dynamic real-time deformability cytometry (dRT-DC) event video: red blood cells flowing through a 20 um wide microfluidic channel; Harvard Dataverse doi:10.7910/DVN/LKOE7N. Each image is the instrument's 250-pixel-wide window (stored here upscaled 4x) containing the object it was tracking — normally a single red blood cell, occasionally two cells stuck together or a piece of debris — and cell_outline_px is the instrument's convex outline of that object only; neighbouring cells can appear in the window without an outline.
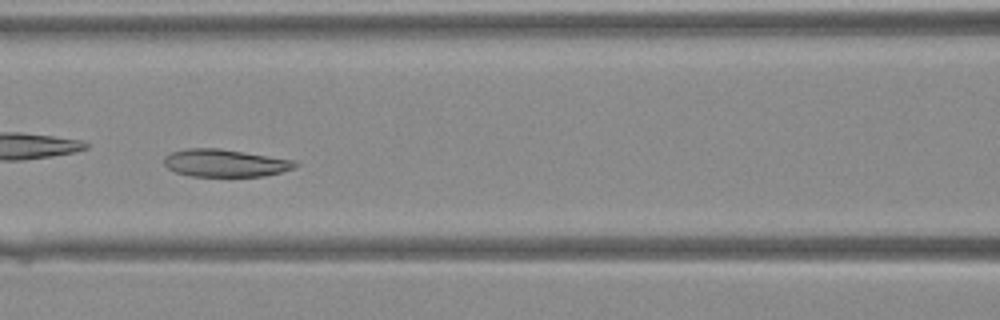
{"species": "Egyptian fruit bat (a non-hibernating species)", "species_latin": "Rousettus aegyptiacus", "temperature_condition": "warm", "stored_images_in_passage": 30, "camera_frame_rate_fps": 3000, "um_per_image_px": 0.085, "animal": {"sex": "female"}, "frame": {"image": 1, "passage_image": 7, "time_ms": 2.0, "image_size_px": [1000, 320], "cell_outline_px": [[300, 164], [296, 168], [264, 176], [192, 176], [176, 172], [168, 168], [164, 164], [164, 156], [172, 152], [188, 148], [220, 148], [296, 160]], "centroid_in_image_um": [19.17, 13.85], "position_along_channel_um": 147.4, "area_um2": 21.15}}
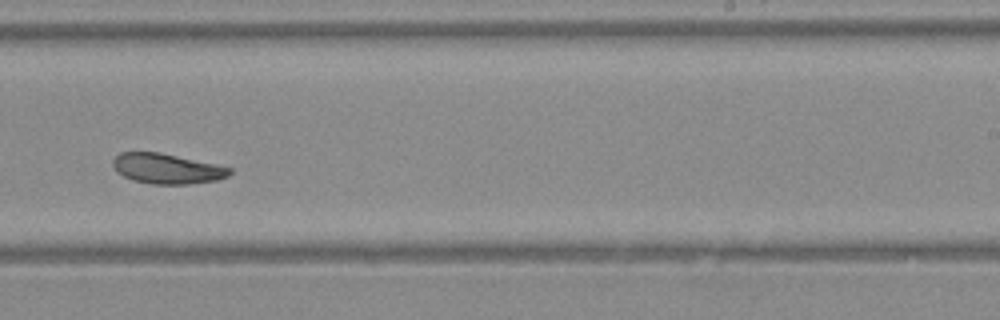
{"frame": {"image": 2, "passage_image": 15, "time_ms": 4.667, "image_size_px": [1000, 320], "cell_outline_px": [[232, 172], [228, 176], [216, 180], [188, 184], [152, 184], [132, 180], [116, 172], [112, 164], [112, 160], [120, 152], [160, 152], [216, 164], [232, 168]], "centroid_in_image_um": [14.17, 14.33], "position_along_channel_um": 274.8, "area_um2": 20.58}}
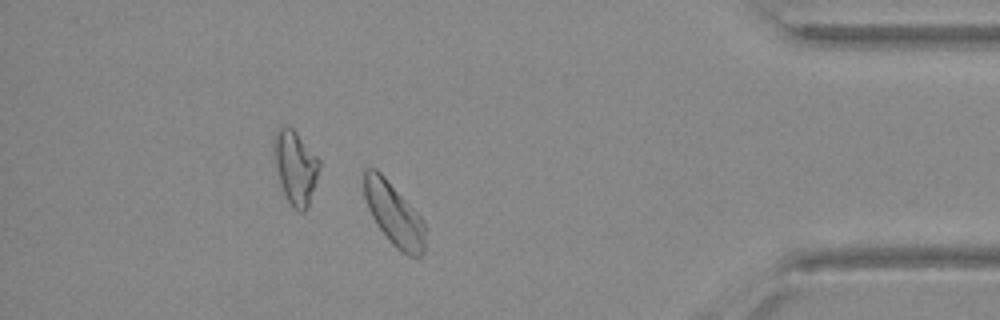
{"frame": {"image": 3, "passage_image": 25, "time_ms": 8.0, "image_size_px": [1000, 320], "cell_outline_px": [[428, 228], [424, 252], [420, 256], [408, 256], [400, 252], [388, 240], [376, 224], [368, 208], [364, 196], [364, 168], [376, 168], [384, 176], [420, 216]], "centroid_in_image_um": [33.51, 18.25], "position_along_channel_um": 401.7, "area_um2": 22.6}}